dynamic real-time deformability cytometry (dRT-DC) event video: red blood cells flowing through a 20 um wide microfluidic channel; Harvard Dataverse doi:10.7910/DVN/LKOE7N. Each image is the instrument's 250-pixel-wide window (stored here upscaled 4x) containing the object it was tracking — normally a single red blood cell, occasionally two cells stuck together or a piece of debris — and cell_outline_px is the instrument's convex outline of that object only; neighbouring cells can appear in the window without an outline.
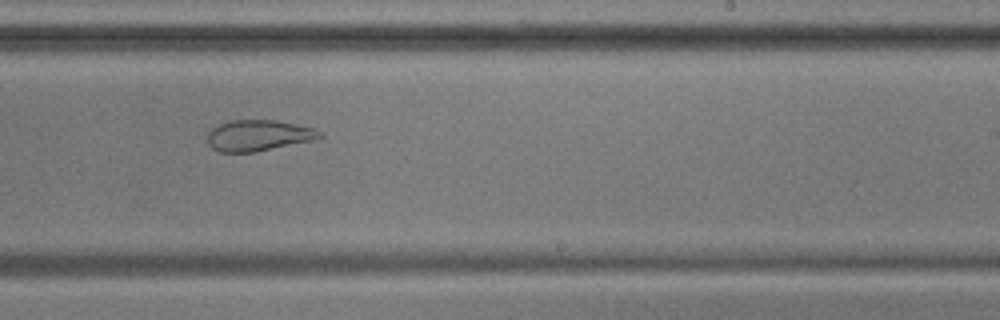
{"species": "common noctule bat (a hibernating species)", "species_latin": "Nyctalus noctula", "temperature_condition": "cold", "stored_images_in_passage": 55, "camera_frame_rate_fps": 3000, "um_per_image_px": 0.085, "animal": {"sex": "male", "body_mass_g": 17.9, "forearm_length_mm": 54.2}, "frame": {"image": 1, "passage_image": 33, "time_ms": 10.667, "image_size_px": [1000, 320], "cell_outline_px": [[324, 136], [316, 140], [252, 152], [220, 152], [212, 148], [208, 144], [208, 132], [212, 128], [220, 124], [232, 120], [276, 120], [316, 128]], "centroid_in_image_um": [21.99, 11.51], "position_along_channel_um": 267.0, "area_um2": 20.29}}
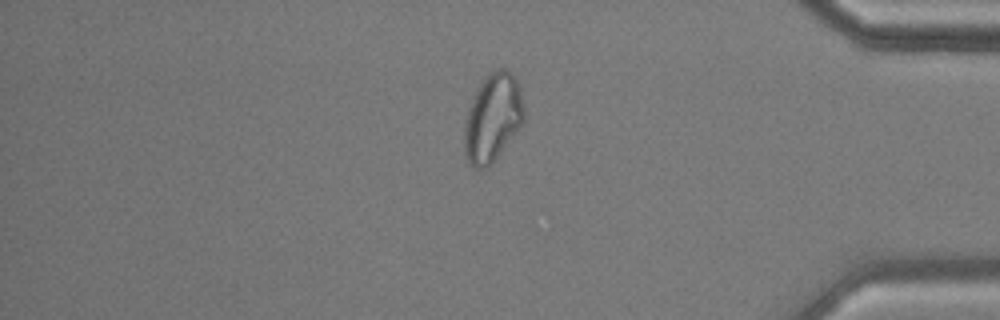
{"frame": {"image": 2, "passage_image": 46, "time_ms": 15.0, "image_size_px": [1000, 320], "cell_outline_px": [[524, 120], [488, 168], [476, 168], [468, 160], [464, 152], [464, 124], [468, 108], [480, 84], [488, 72], [496, 68], [504, 68], [512, 72], [520, 88], [524, 108]], "centroid_in_image_um": [41.87, 9.97], "position_along_channel_um": 393.3, "area_um2": 30.35}}
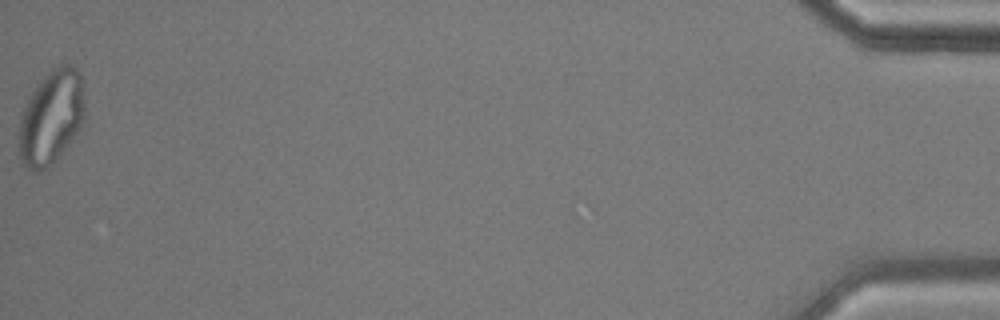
{"frame": {"image": 3, "passage_image": 55, "time_ms": 18.0, "image_size_px": [1000, 320], "cell_outline_px": [[84, 120], [80, 132], [52, 164], [48, 168], [40, 172], [32, 172], [20, 160], [16, 136], [20, 112], [32, 92], [44, 76], [56, 64], [68, 64], [76, 68], [80, 72], [84, 104]], "centroid_in_image_um": [4.32, 10.01], "position_along_channel_um": 430.9, "area_um2": 37.11}, "authors_computed_cell_mechanics": {"area_um2": 28.4376, "velocity_mm_per_s": 3.5762, "shape_relaxation_time_tau1_ms": null, "shape_relaxation_time_tau2_ms": 2.0027, "deformation_change_tau1": null, "deformation_change_tau2": 0.0816}}